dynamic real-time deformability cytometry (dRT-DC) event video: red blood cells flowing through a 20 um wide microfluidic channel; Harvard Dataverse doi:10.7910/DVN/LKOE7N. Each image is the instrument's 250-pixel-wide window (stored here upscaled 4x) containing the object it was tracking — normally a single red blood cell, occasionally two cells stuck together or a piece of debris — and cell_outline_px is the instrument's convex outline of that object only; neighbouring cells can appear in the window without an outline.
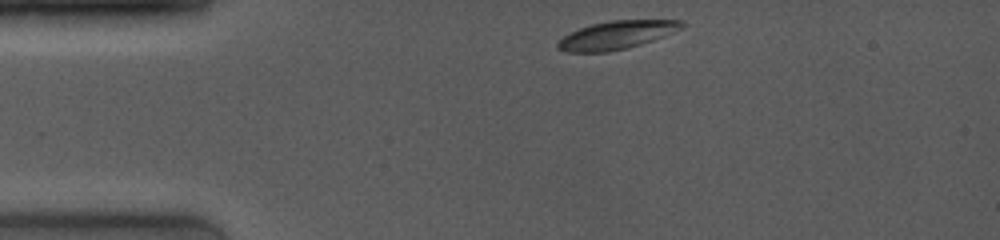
{"species": "common noctule bat (a hibernating species)", "species_latin": "Nyctalus noctula", "temperature_condition": "room temperature", "stored_images_in_passage": 3, "camera_frame_rate_fps": 4000, "um_per_image_px": 0.085, "animal": {"sex": "female", "body_mass_g": 19.0, "forearm_length_mm": 53.3}, "frame": {"image": 1, "passage_image": 1, "time_ms": 0.0, "image_size_px": [1000, 240], "cell_outline_px": [[684, 28], [664, 36], [628, 48], [608, 52], [568, 52], [556, 48], [556, 44], [564, 36], [580, 28], [592, 24], [612, 20], [684, 20]], "centroid_in_image_um": [52.43, 2.98], "position_along_channel_um": 32.6, "area_um2": 20.29}}